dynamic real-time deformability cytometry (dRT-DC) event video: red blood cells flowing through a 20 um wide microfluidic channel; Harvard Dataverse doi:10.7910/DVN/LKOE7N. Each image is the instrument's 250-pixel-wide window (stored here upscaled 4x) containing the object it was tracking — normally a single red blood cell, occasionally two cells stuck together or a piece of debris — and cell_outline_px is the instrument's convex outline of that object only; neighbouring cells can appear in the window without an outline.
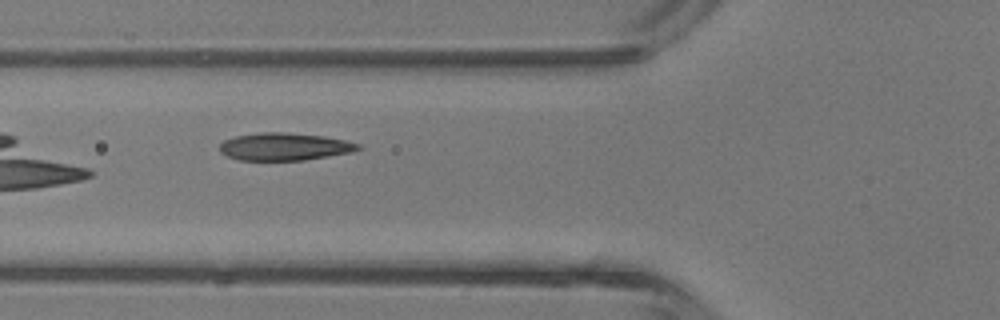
{"species": "common noctule bat (a hibernating species)", "species_latin": "Nyctalus noctula", "temperature_condition": "room temperature", "stored_images_in_passage": 6, "camera_frame_rate_fps": 3000, "um_per_image_px": 0.085, "animal": {"sex": "male", "body_mass_g": 13.3}, "frame": {"image": 1, "passage_image": 5, "time_ms": 5.667, "image_size_px": [1000, 320], "cell_outline_px": [[364, 148], [348, 152], [304, 160], [240, 160], [228, 156], [220, 152], [220, 144], [224, 140], [236, 136], [260, 132], [284, 132], [324, 136], [344, 140], [360, 144]], "centroid_in_image_um": [24.16, 12.46], "position_along_channel_um": 101.6, "area_um2": 22.02}}
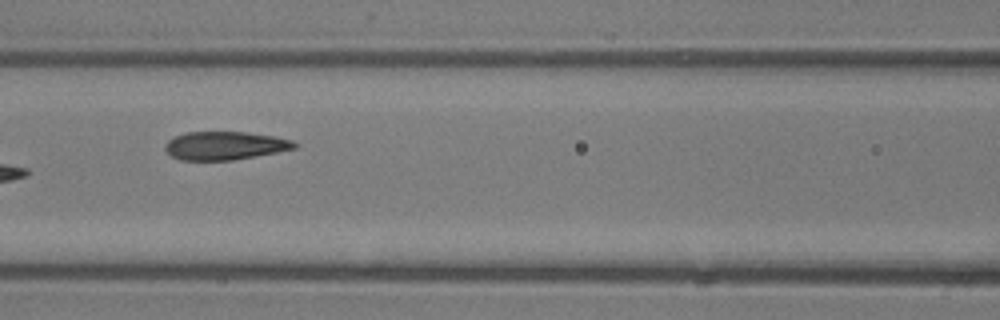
{"frame": {"image": 2, "passage_image": 6, "time_ms": 6.667, "image_size_px": [1000, 320], "cell_outline_px": [[296, 148], [256, 156], [232, 160], [180, 160], [172, 156], [164, 148], [164, 144], [172, 136], [184, 132], [244, 132], [272, 136], [292, 140], [296, 144]], "centroid_in_image_um": [19.05, 12.37], "position_along_channel_um": 147.5, "area_um2": 21.27}}